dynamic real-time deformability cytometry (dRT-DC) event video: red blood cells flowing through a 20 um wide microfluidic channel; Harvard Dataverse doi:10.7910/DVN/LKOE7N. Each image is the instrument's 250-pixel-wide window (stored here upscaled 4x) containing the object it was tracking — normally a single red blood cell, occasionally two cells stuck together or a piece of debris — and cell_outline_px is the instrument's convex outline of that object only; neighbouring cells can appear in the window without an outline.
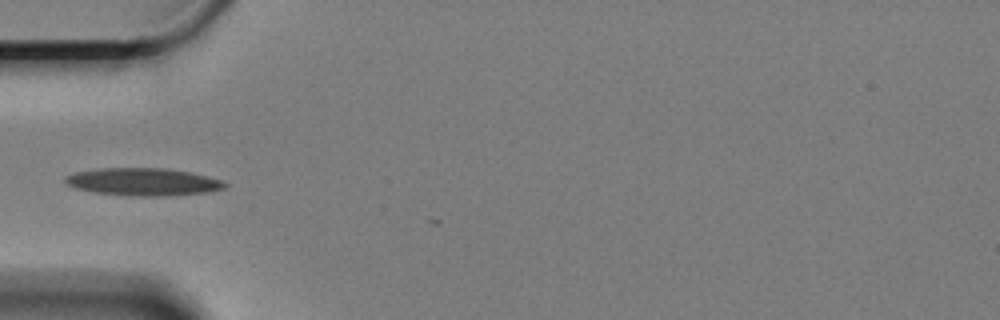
{"species": "Egyptian fruit bat (a non-hibernating species)", "species_latin": "Rousettus aegyptiacus", "temperature_condition": "cold", "stored_images_in_passage": 5, "camera_frame_rate_fps": 3000, "um_per_image_px": 0.085, "animal": {"sex": "female"}, "frame": {"image": 1, "passage_image": 3, "time_ms": 0.667, "image_size_px": [1000, 320], "cell_outline_px": [[228, 184], [224, 188], [204, 192], [168, 196], [128, 196], [92, 192], [76, 188], [68, 184], [64, 180], [64, 176], [76, 172], [100, 168], [168, 168], [192, 172], [220, 180]], "centroid_in_image_um": [12.14, 15.45], "position_along_channel_um": 72.9, "area_um2": 25.66}}